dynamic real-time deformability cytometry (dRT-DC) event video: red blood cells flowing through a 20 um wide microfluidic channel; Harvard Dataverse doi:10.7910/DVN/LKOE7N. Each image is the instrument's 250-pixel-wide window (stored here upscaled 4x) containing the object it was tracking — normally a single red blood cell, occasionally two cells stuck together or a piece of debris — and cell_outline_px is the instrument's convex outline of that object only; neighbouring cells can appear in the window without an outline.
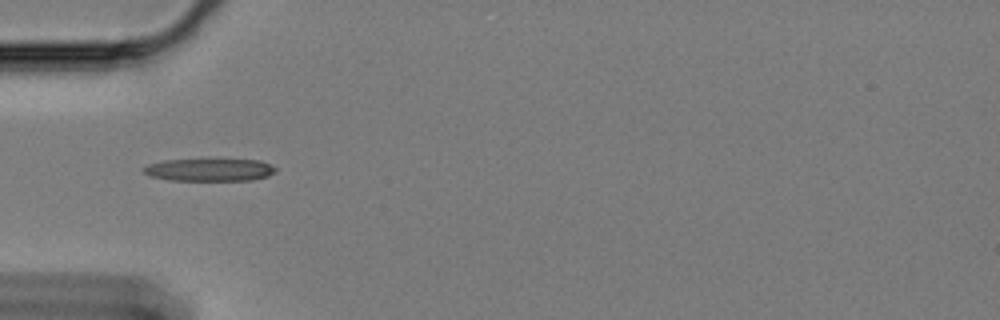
{"species": "Egyptian fruit bat (a non-hibernating species)", "species_latin": "Rousettus aegyptiacus", "temperature_condition": "cold", "stored_images_in_passage": 12, "camera_frame_rate_fps": 3000, "um_per_image_px": 0.085, "animal": {"sex": "female"}, "frame": {"image": 1, "passage_image": 1, "time_ms": 0.0, "image_size_px": [1000, 320], "cell_outline_px": [[276, 172], [268, 176], [252, 180], [168, 180], [152, 176], [144, 172], [140, 168], [148, 164], [164, 160], [260, 160], [276, 168]], "centroid_in_image_um": [17.79, 14.44], "position_along_channel_um": 67.2, "area_um2": 17.17}}
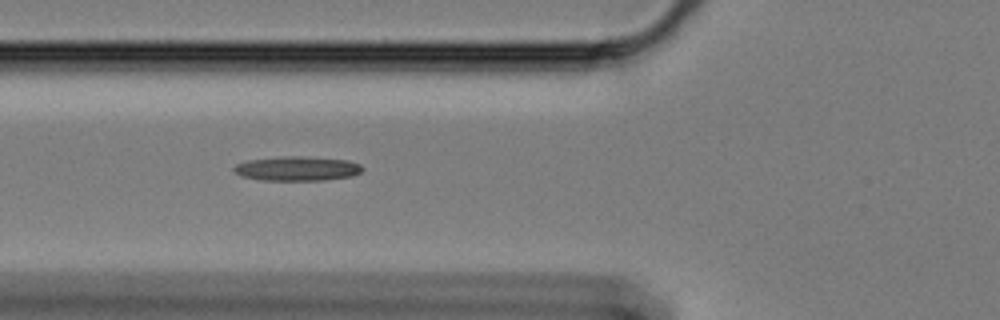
{"frame": {"image": 2, "passage_image": 4, "time_ms": 1.0, "image_size_px": [1000, 320], "cell_outline_px": [[364, 168], [360, 172], [352, 176], [324, 180], [260, 180], [240, 176], [232, 168], [236, 164], [248, 160], [280, 156], [300, 156], [348, 160], [360, 164]], "centroid_in_image_um": [25.24, 14.32], "position_along_channel_um": 100.6, "area_um2": 18.32}}
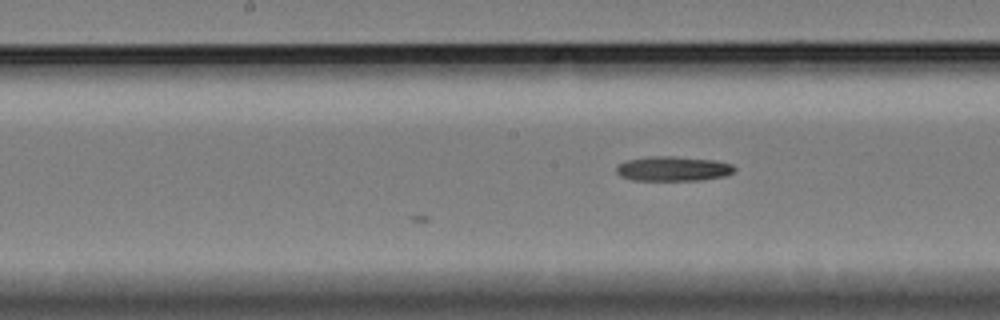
{"frame": {"image": 3, "passage_image": 12, "time_ms": 3.667, "image_size_px": [1000, 320], "cell_outline_px": [[736, 168], [728, 176], [700, 180], [632, 180], [620, 176], [616, 172], [616, 168], [620, 164], [628, 160], [648, 156], [676, 156], [716, 160], [732, 164]], "centroid_in_image_um": [57.24, 14.34], "position_along_channel_um": 191.0, "area_um2": 17.11}}